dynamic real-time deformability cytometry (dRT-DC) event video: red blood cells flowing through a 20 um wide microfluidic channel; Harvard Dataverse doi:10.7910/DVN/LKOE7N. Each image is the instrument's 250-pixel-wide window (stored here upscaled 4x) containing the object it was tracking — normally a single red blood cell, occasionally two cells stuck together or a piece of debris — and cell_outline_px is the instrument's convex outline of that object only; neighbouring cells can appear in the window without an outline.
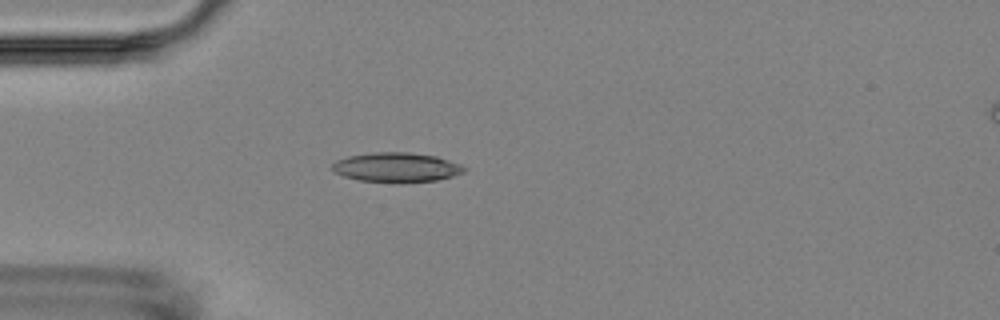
{"species": "Egyptian fruit bat (a non-hibernating species)", "species_latin": "Rousettus aegyptiacus", "temperature_condition": "room temperature", "stored_images_in_passage": 2, "camera_frame_rate_fps": 3000, "um_per_image_px": 0.085, "animal": {"sex": "female"}, "frame": {"image": 1, "passage_image": 1, "time_ms": 0.0, "image_size_px": [1000, 320], "cell_outline_px": [[468, 168], [464, 172], [452, 176], [436, 180], [400, 184], [396, 184], [360, 180], [344, 176], [336, 172], [332, 168], [332, 164], [336, 160], [348, 156], [372, 152], [408, 152], [436, 156], [460, 164]], "centroid_in_image_um": [33.71, 14.24], "position_along_channel_um": 51.3, "area_um2": 23.0}}